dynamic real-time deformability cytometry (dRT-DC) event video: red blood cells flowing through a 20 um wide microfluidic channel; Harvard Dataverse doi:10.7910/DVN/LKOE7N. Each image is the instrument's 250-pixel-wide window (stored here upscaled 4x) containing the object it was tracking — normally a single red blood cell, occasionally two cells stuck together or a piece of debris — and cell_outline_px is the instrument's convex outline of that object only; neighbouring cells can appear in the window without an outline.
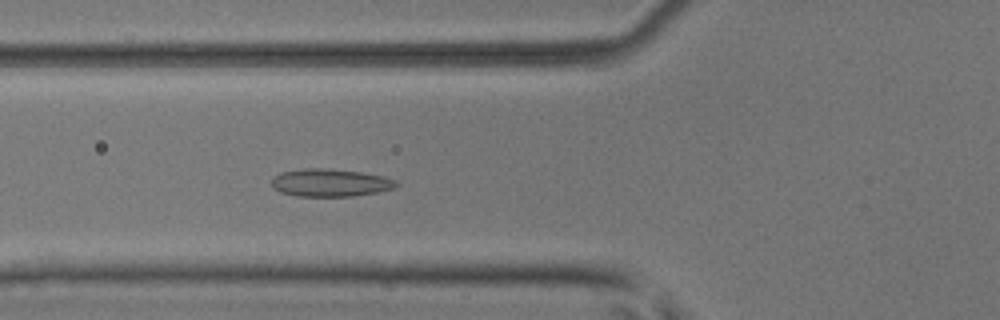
{"species": "common noctule bat (a hibernating species)", "species_latin": "Nyctalus noctula", "temperature_condition": "room temperature", "stored_images_in_passage": 41, "camera_frame_rate_fps": 3000, "um_per_image_px": 0.085, "animal": {"sex": "male", "body_mass_g": 17.9, "forearm_length_mm": 54.2}, "frame": {"image": 1, "passage_image": 20, "time_ms": 6.333, "image_size_px": [1000, 320], "cell_outline_px": [[400, 184], [396, 188], [376, 192], [352, 196], [296, 196], [280, 192], [272, 188], [272, 180], [280, 172], [304, 168], [320, 168], [360, 172], [384, 176], [396, 180]], "centroid_in_image_um": [28.08, 15.53], "position_along_channel_um": 97.7, "area_um2": 20.11}}
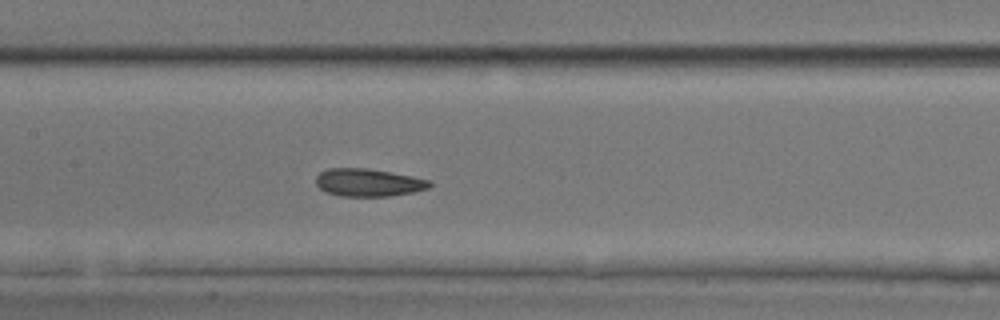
{"frame": {"image": 2, "passage_image": 26, "time_ms": 8.333, "image_size_px": [1000, 320], "cell_outline_px": [[432, 184], [428, 188], [412, 192], [388, 196], [340, 196], [324, 192], [316, 184], [316, 176], [320, 172], [328, 168], [368, 168], [412, 176], [428, 180]], "centroid_in_image_um": [31.26, 15.51], "position_along_channel_um": 176.1, "area_um2": 18.32}}
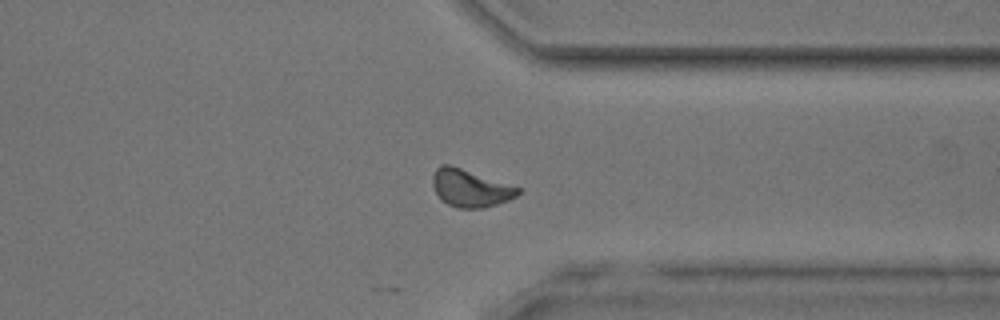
{"frame": {"image": 3, "passage_image": 41, "time_ms": 13.333, "image_size_px": [1000, 320], "cell_outline_px": [[520, 192], [516, 196], [508, 200], [484, 208], [456, 208], [440, 200], [432, 184], [432, 176], [436, 168], [440, 164], [452, 164], [520, 188]], "centroid_in_image_um": [39.93, 15.98], "position_along_channel_um": 371.5, "area_um2": 18.73}, "authors_computed_cell_mechanics": {"area_um2": 19.8254, "velocity_mm_per_s": 3.9225, "shape_relaxation_time_tau1_ms": null, "shape_relaxation_time_tau2_ms": 3.4394, "deformation_change_tau1": null, "deformation_change_tau2": 0.0831}}